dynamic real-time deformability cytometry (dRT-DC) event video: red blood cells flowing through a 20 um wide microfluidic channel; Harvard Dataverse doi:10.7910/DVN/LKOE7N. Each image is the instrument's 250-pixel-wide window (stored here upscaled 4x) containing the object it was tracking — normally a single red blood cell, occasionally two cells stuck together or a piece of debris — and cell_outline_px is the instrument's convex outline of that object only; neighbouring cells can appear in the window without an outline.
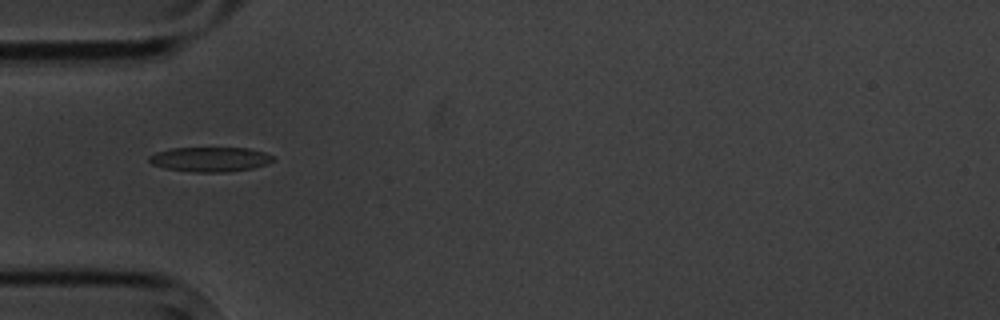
{"species": "common noctule bat (a hibernating species)", "species_latin": "Nyctalus noctula", "temperature_condition": "cold", "stored_images_in_passage": 8, "camera_frame_rate_fps": 3000, "um_per_image_px": 0.085, "animal": {"sex": "male", "body_mass_g": 20.1, "forearm_length_mm": 53.5}, "frame": {"image": 1, "passage_image": 2, "time_ms": 1.333, "image_size_px": [1000, 320], "cell_outline_px": [[276, 160], [268, 164], [252, 168], [228, 172], [192, 172], [164, 168], [152, 164], [148, 160], [148, 156], [156, 152], [172, 148], [248, 148], [264, 152], [272, 156]], "centroid_in_image_um": [17.86, 13.54], "position_along_channel_um": 67.1, "area_um2": 17.92}}
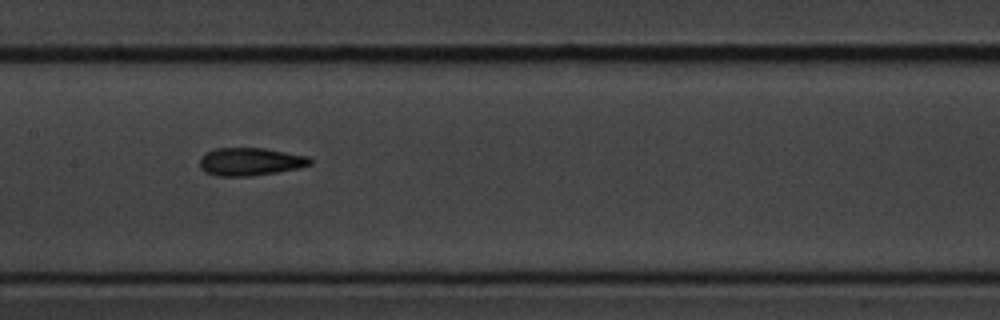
{"frame": {"image": 2, "passage_image": 5, "time_ms": 4.667, "image_size_px": [1000, 320], "cell_outline_px": [[312, 164], [300, 168], [252, 176], [216, 176], [204, 172], [200, 168], [200, 160], [208, 152], [216, 148], [264, 148], [308, 156], [312, 160]], "centroid_in_image_um": [21.29, 13.75], "position_along_channel_um": 186.1, "area_um2": 17.92}}
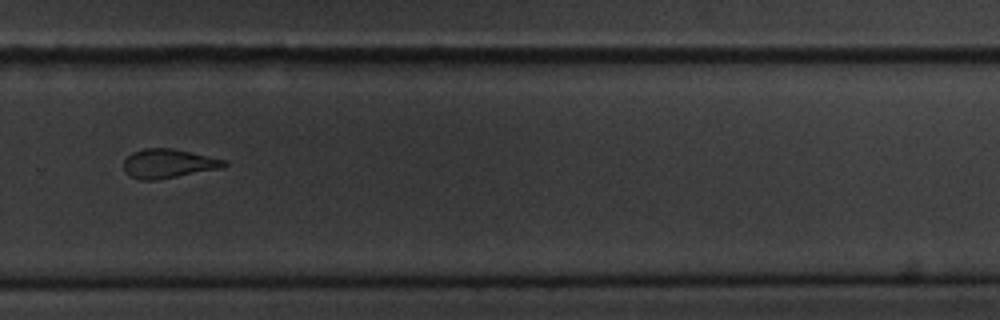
{"frame": {"image": 3, "passage_image": 8, "time_ms": 8.333, "image_size_px": [1000, 320], "cell_outline_px": [[228, 164], [224, 168], [152, 180], [140, 180], [124, 172], [124, 160], [132, 152], [144, 148], [172, 148], [224, 160]], "centroid_in_image_um": [14.28, 13.9], "position_along_channel_um": 315.5, "area_um2": 16.76}}